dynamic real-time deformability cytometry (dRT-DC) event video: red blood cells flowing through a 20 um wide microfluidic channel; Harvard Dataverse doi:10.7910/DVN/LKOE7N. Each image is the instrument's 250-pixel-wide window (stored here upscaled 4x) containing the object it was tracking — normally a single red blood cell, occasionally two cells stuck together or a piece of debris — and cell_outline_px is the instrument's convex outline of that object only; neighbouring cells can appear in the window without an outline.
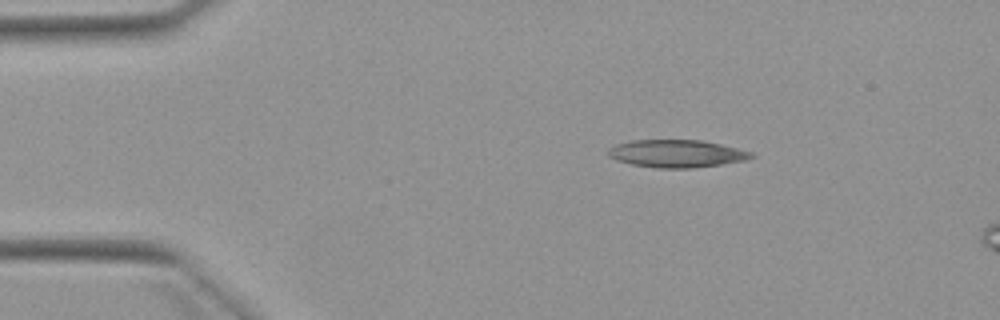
{"species": "Egyptian fruit bat (a non-hibernating species)", "species_latin": "Rousettus aegyptiacus", "temperature_condition": "warm", "stored_images_in_passage": 3, "camera_frame_rate_fps": 3000, "um_per_image_px": 0.085, "animal": {"sex": "female"}, "frame": {"image": 1, "passage_image": 1, "time_ms": 0.0, "image_size_px": [1000, 320], "cell_outline_px": [[756, 156], [748, 160], [692, 168], [656, 168], [632, 164], [616, 160], [608, 156], [608, 148], [616, 144], [632, 140], [704, 140], [752, 152]], "centroid_in_image_um": [57.51, 13.05], "position_along_channel_um": 27.5, "area_um2": 23.06}}